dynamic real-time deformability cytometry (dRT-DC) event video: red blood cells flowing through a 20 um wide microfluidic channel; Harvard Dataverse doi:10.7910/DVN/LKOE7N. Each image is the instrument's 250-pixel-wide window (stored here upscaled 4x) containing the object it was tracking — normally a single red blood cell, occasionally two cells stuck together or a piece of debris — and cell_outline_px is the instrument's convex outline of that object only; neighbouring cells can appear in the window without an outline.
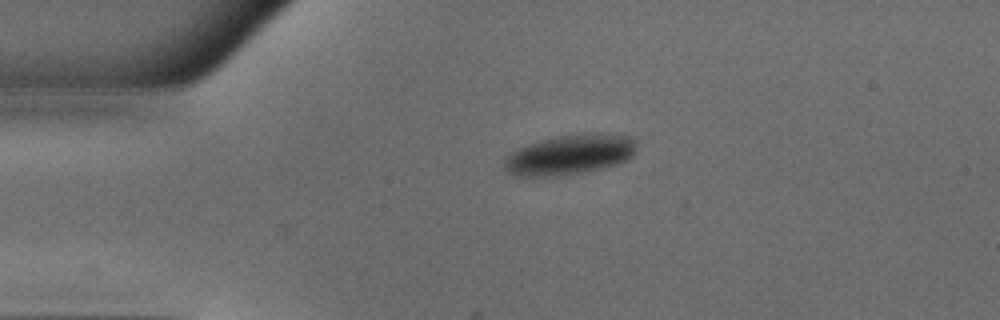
{"species": "common noctule bat (a hibernating species)", "species_latin": "Nyctalus noctula", "temperature_condition": "warm", "stored_images_in_passage": 31, "camera_frame_rate_fps": 3000, "um_per_image_px": 0.085, "animal": {"sex": "male", "body_mass_g": 18.8}, "frame": {"image": 1, "passage_image": 1, "time_ms": 0.0, "image_size_px": [1000, 320], "cell_outline_px": [[636, 148], [632, 156], [628, 160], [604, 168], [584, 172], [560, 176], [516, 176], [508, 172], [504, 168], [504, 160], [512, 152], [528, 144], [540, 140], [556, 136], [576, 132], [604, 132], [632, 136], [636, 140]], "centroid_in_image_um": [48.5, 13.11], "position_along_channel_um": 36.5, "area_um2": 31.5}}
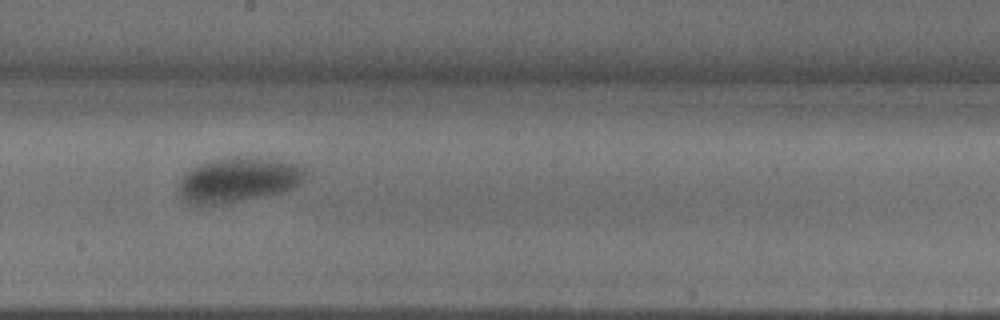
{"frame": {"image": 2, "passage_image": 18, "time_ms": 5.667, "image_size_px": [1000, 320], "cell_outline_px": [[304, 180], [296, 188], [264, 196], [244, 200], [220, 204], [192, 204], [180, 192], [180, 180], [192, 168], [200, 164], [216, 160], [236, 156], [276, 160], [300, 164], [304, 168]], "centroid_in_image_um": [20.33, 15.28], "position_along_channel_um": 227.9, "area_um2": 32.31}}
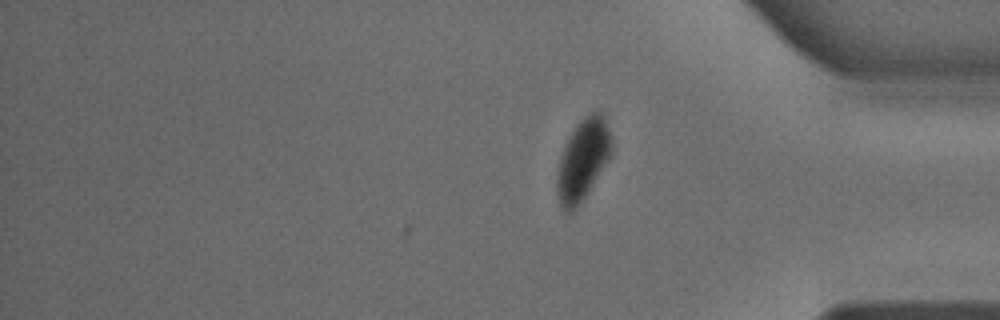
{"frame": {"image": 3, "passage_image": 31, "time_ms": 10.0, "image_size_px": [1000, 320], "cell_outline_px": [[612, 156], [580, 204], [572, 212], [564, 212], [560, 208], [556, 192], [556, 172], [560, 156], [576, 124], [588, 112], [596, 108], [600, 108], [604, 116], [612, 140]], "centroid_in_image_um": [49.55, 13.57], "position_along_channel_um": 385.7, "area_um2": 26.47}}